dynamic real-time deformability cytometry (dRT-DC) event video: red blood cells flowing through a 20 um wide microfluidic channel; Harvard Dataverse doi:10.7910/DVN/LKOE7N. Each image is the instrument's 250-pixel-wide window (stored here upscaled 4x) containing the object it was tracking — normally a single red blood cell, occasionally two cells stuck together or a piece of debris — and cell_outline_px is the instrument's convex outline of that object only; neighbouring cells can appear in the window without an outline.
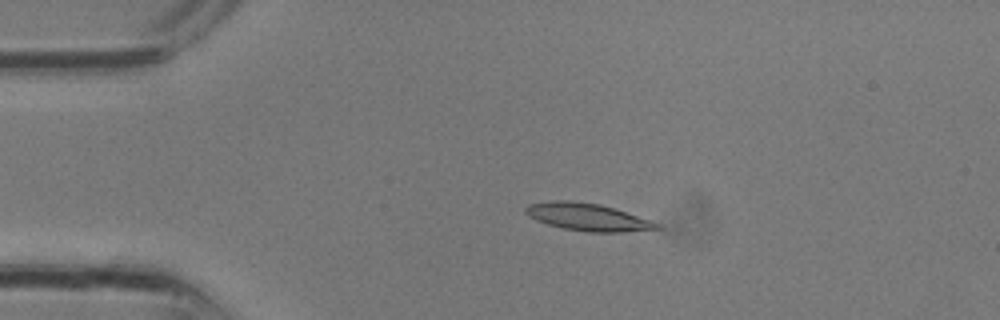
{"species": "common noctule bat (a hibernating species)", "species_latin": "Nyctalus noctula", "temperature_condition": "room temperature", "stored_images_in_passage": 30, "camera_frame_rate_fps": 3000, "um_per_image_px": 0.085, "animal": {"sex": "male", "body_mass_g": 13.3}, "frame": {"image": 1, "passage_image": 6, "time_ms": 1.667, "image_size_px": [1000, 320], "cell_outline_px": [[664, 228], [620, 232], [588, 232], [564, 228], [548, 224], [536, 220], [528, 216], [524, 212], [524, 208], [528, 204], [552, 200], [572, 200], [600, 204], [652, 220], [660, 224]], "centroid_in_image_um": [49.94, 18.44], "position_along_channel_um": 35.1, "area_um2": 21.04}}
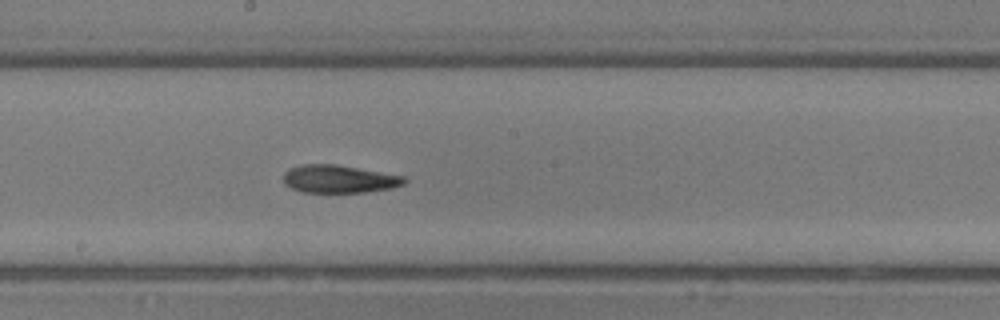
{"frame": {"image": 2, "passage_image": 16, "time_ms": 5.0, "image_size_px": [1000, 320], "cell_outline_px": [[408, 180], [404, 184], [392, 188], [364, 192], [304, 192], [292, 188], [284, 184], [284, 172], [288, 168], [304, 164], [336, 164], [404, 176]], "centroid_in_image_um": [28.82, 15.21], "position_along_channel_um": 219.4, "area_um2": 19.59}}
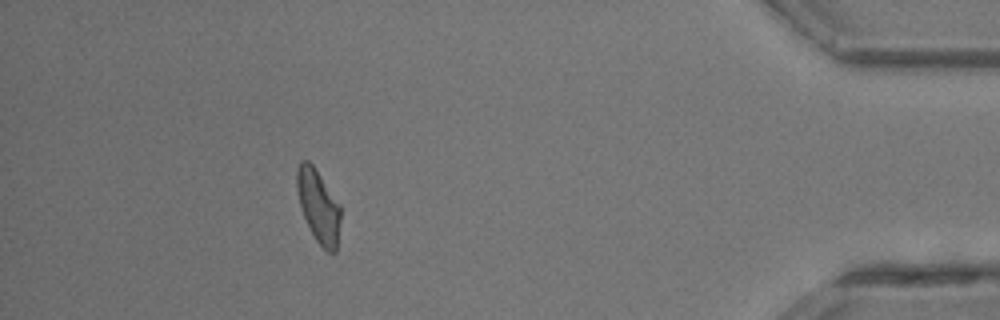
{"frame": {"image": 3, "passage_image": 27, "time_ms": 8.667, "image_size_px": [1000, 320], "cell_outline_px": [[340, 220], [336, 252], [328, 252], [316, 240], [304, 216], [300, 204], [296, 188], [296, 172], [300, 160], [308, 160], [312, 164], [340, 204]], "centroid_in_image_um": [27.06, 17.49], "position_along_channel_um": 408.1, "area_um2": 18.26}}